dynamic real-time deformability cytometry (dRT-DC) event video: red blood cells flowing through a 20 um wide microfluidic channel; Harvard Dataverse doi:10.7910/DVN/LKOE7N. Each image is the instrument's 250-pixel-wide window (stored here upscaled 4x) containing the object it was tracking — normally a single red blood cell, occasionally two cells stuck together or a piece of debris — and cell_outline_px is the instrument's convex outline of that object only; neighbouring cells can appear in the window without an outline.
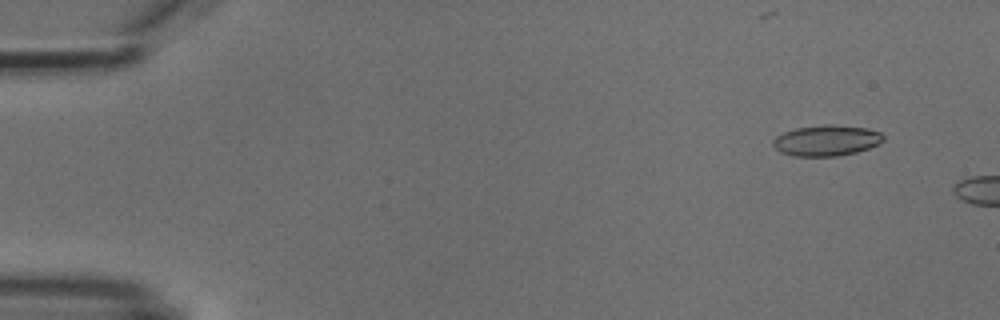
{"species": "common noctule bat (a hibernating species)", "species_latin": "Nyctalus noctula", "temperature_condition": "cold", "stored_images_in_passage": 2, "camera_frame_rate_fps": 3000, "um_per_image_px": 0.085, "animal": {"sex": "male", "body_mass_g": 18.8}, "frame": {"image": 1, "passage_image": 1, "time_ms": 0.0, "image_size_px": [1000, 320], "cell_outline_px": [[884, 140], [880, 144], [856, 152], [836, 156], [792, 156], [780, 152], [772, 144], [772, 140], [776, 136], [784, 132], [796, 128], [828, 124], [868, 128], [880, 132], [884, 136]], "centroid_in_image_um": [70.25, 11.94], "position_along_channel_um": 14.7, "area_um2": 19.83}}